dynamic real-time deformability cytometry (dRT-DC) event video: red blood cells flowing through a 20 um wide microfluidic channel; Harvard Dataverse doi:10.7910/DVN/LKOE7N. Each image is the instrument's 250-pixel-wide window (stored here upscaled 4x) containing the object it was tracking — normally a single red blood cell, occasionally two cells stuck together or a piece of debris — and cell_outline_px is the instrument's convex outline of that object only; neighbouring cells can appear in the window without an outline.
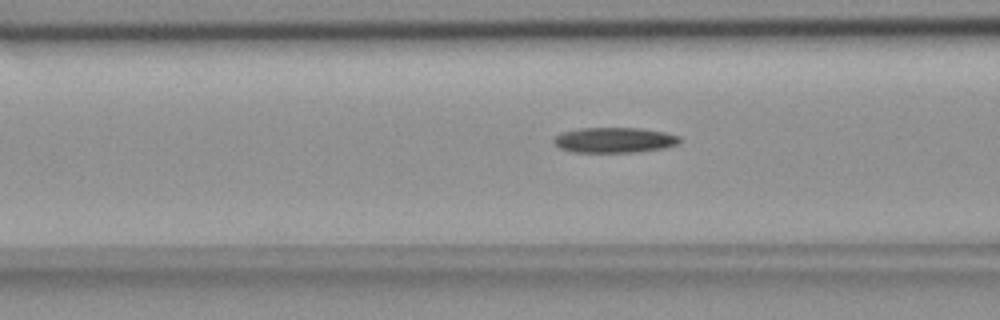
{"species": "common noctule bat (a hibernating species)", "species_latin": "Nyctalus noctula", "temperature_condition": "room temperature", "stored_images_in_passage": 37, "camera_frame_rate_fps": 3000, "um_per_image_px": 0.085, "animal": {"sex": "female", "body_mass_g": 18.4}, "frame": {"image": 1, "passage_image": 10, "time_ms": 3.0, "image_size_px": [1000, 320], "cell_outline_px": [[680, 144], [664, 148], [632, 152], [572, 152], [560, 148], [552, 140], [560, 132], [580, 128], [640, 128], [664, 132], [680, 136]], "centroid_in_image_um": [52.22, 11.9], "position_along_channel_um": 114.4, "area_um2": 18.61}}
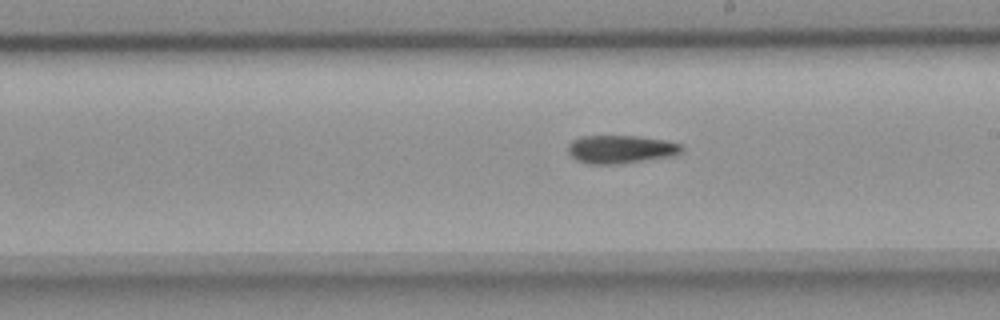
{"frame": {"image": 2, "passage_image": 20, "time_ms": 6.333, "image_size_px": [1000, 320], "cell_outline_px": [[684, 148], [680, 152], [672, 156], [616, 164], [588, 164], [576, 160], [568, 152], [568, 144], [572, 140], [580, 136], [640, 136], [664, 140], [684, 144]], "centroid_in_image_um": [52.76, 12.68], "position_along_channel_um": 236.2, "area_um2": 18.73}}
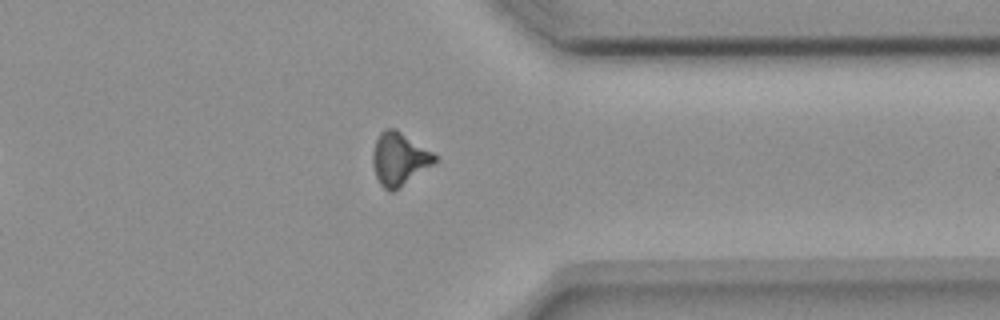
{"frame": {"image": 3, "passage_image": 32, "time_ms": 10.333, "image_size_px": [1000, 320], "cell_outline_px": [[436, 160], [432, 164], [400, 188], [392, 192], [388, 192], [380, 184], [376, 176], [372, 164], [372, 152], [376, 140], [380, 132], [384, 128], [396, 128], [432, 152], [436, 156]], "centroid_in_image_um": [33.89, 13.5], "position_along_channel_um": 377.5, "area_um2": 19.02}}